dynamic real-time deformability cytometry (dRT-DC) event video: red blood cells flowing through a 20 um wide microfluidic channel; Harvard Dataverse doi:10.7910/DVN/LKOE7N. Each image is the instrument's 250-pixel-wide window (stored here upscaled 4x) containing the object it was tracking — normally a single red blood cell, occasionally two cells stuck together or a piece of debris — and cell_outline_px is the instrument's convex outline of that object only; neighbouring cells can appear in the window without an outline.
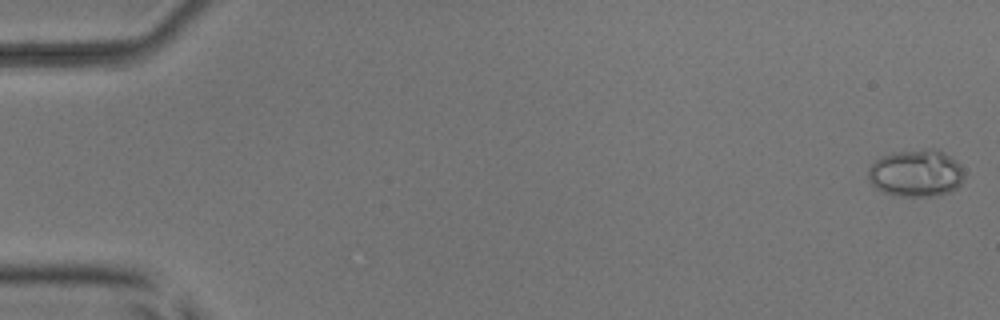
{"species": "common noctule bat (a hibernating species)", "species_latin": "Nyctalus noctula", "temperature_condition": "room temperature", "stored_images_in_passage": 5, "camera_frame_rate_fps": 3000, "um_per_image_px": 0.085, "animal": {"sex": "male", "body_mass_g": 17.9, "forearm_length_mm": 54.2}, "frame": {"image": 1, "passage_image": 1, "time_ms": 0.0, "image_size_px": [1000, 320], "cell_outline_px": [[964, 180], [952, 192], [936, 196], [896, 196], [884, 192], [876, 188], [868, 180], [868, 168], [880, 156], [892, 152], [932, 148], [936, 148], [952, 156], [960, 164], [964, 172]], "centroid_in_image_um": [77.89, 14.71], "position_along_channel_um": 7.1, "area_um2": 26.93}}
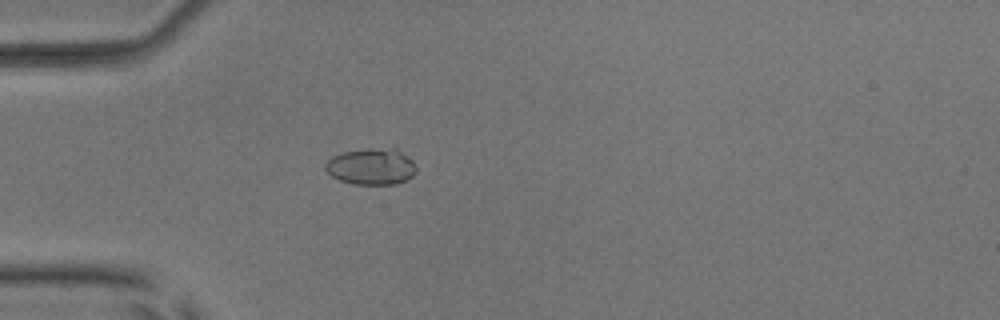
{"frame": {"image": 2, "passage_image": 5, "time_ms": 5.0, "image_size_px": [1000, 320], "cell_outline_px": [[416, 172], [408, 180], [396, 184], [352, 184], [340, 180], [332, 176], [324, 168], [324, 164], [332, 156], [344, 152], [368, 148], [396, 148], [408, 156], [412, 160], [416, 168]], "centroid_in_image_um": [31.58, 14.15], "position_along_channel_um": 53.4, "area_um2": 19.42}}